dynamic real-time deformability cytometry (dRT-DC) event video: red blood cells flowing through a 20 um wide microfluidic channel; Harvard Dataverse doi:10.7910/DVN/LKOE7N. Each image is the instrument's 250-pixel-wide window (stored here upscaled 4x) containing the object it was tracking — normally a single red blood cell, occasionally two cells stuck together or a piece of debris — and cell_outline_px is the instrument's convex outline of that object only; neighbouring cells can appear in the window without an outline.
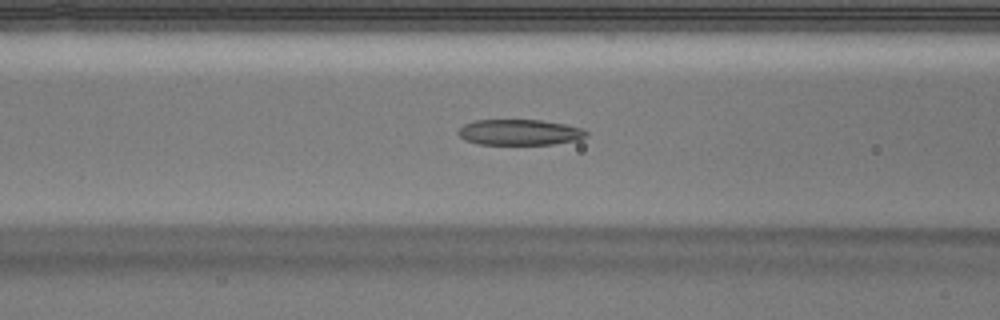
{"species": "Egyptian fruit bat (a non-hibernating species)", "species_latin": "Rousettus aegyptiacus", "temperature_condition": "warm", "stored_images_in_passage": 47, "camera_frame_rate_fps": 3000, "um_per_image_px": 0.085, "animal": {"sex": "male"}, "frame": {"image": 1, "passage_image": 22, "time_ms": 7.0, "image_size_px": [1000, 320], "cell_outline_px": [[588, 136], [580, 140], [552, 144], [476, 144], [464, 140], [456, 132], [464, 124], [476, 120], [540, 120], [564, 124], [584, 128], [588, 132]], "centroid_in_image_um": [44.19, 11.25], "position_along_channel_um": 122.4, "area_um2": 19.36}}
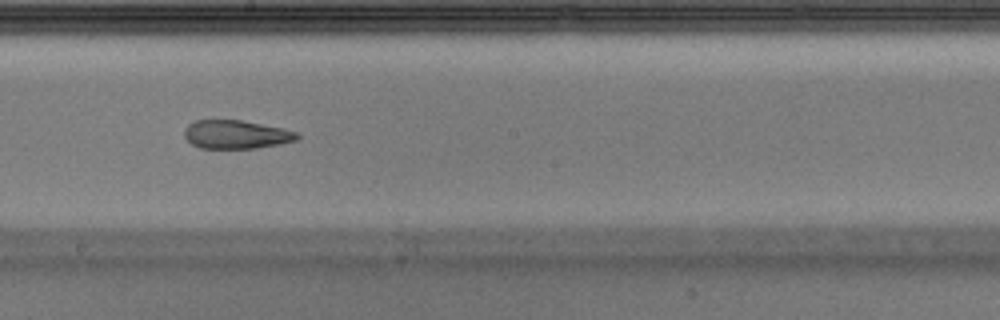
{"frame": {"image": 2, "passage_image": 30, "time_ms": 9.667, "image_size_px": [1000, 320], "cell_outline_px": [[300, 136], [296, 140], [280, 144], [256, 148], [200, 148], [192, 144], [184, 136], [184, 128], [188, 124], [196, 120], [244, 120], [284, 128], [296, 132]], "centroid_in_image_um": [20.07, 11.42], "position_along_channel_um": 228.1, "area_um2": 18.84}}
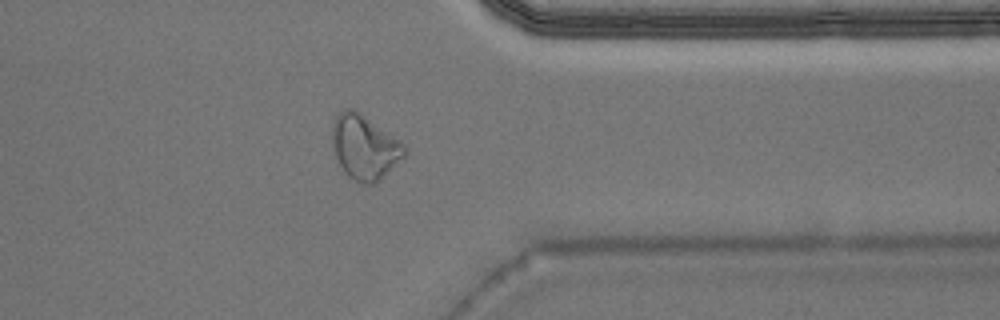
{"frame": {"image": 3, "passage_image": 42, "time_ms": 13.667, "image_size_px": [1000, 320], "cell_outline_px": [[408, 152], [376, 184], [364, 184], [348, 176], [344, 172], [332, 148], [332, 124], [336, 112], [344, 108], [352, 108], [360, 112], [400, 140], [404, 144]], "centroid_in_image_um": [30.97, 12.48], "position_along_channel_um": 380.4, "area_um2": 27.34}}